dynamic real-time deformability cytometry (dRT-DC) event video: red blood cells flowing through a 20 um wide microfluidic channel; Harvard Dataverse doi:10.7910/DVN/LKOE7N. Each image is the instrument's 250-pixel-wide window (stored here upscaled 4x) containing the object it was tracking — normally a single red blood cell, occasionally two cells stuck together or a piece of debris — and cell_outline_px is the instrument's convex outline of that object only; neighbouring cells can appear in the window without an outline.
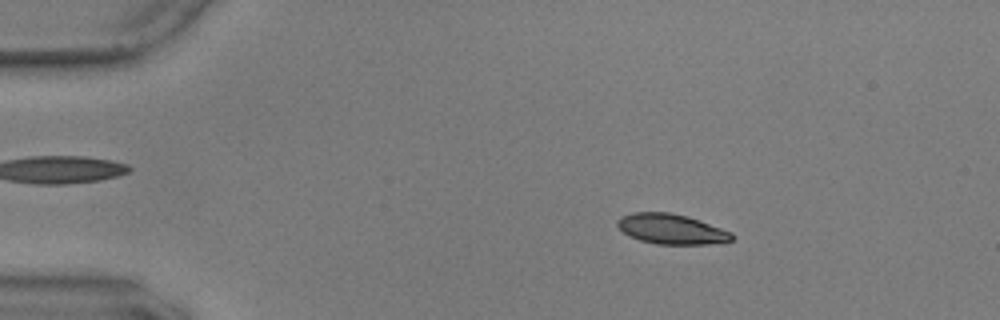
{"species": "common noctule bat (a hibernating species)", "species_latin": "Nyctalus noctula", "temperature_condition": "warm", "stored_images_in_passage": 57, "camera_frame_rate_fps": 3000, "um_per_image_px": 0.085, "animal": {"sex": "male", "body_mass_g": 17.9, "forearm_length_mm": 54.2}, "frame": {"image": 1, "passage_image": 10, "time_ms": 3.0, "image_size_px": [1000, 320], "cell_outline_px": [[736, 236], [732, 240], [708, 244], [656, 244], [640, 240], [624, 232], [616, 224], [616, 220], [620, 216], [632, 212], [672, 212], [688, 216], [732, 232]], "centroid_in_image_um": [57.07, 19.45], "position_along_channel_um": 27.9, "area_um2": 20.11}}
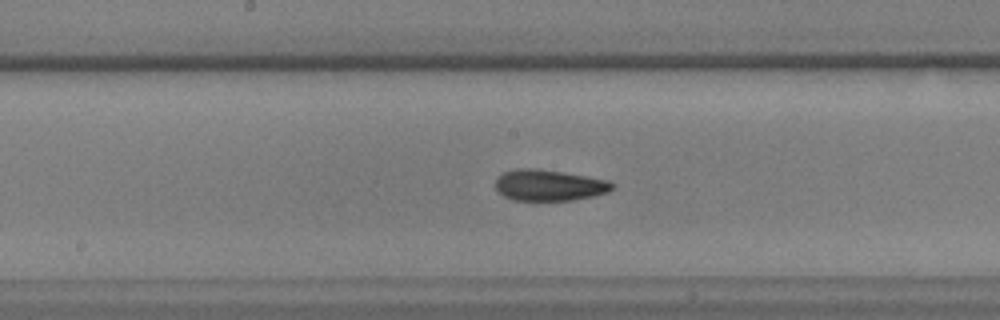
{"frame": {"image": 2, "passage_image": 30, "time_ms": 9.667, "image_size_px": [1000, 320], "cell_outline_px": [[616, 184], [608, 192], [592, 196], [572, 200], [512, 200], [496, 192], [496, 180], [504, 172], [516, 168], [536, 168], [608, 180]], "centroid_in_image_um": [46.65, 15.75], "position_along_channel_um": 201.6, "area_um2": 21.04}}
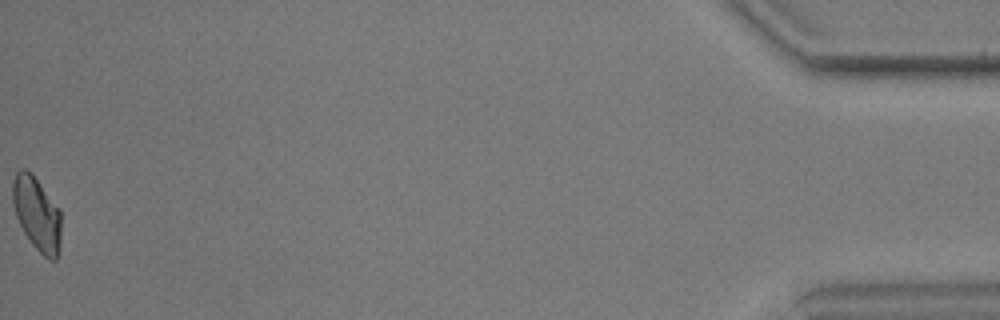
{"frame": {"image": 3, "passage_image": 57, "time_ms": 18.667, "image_size_px": [1000, 320], "cell_outline_px": [[60, 248], [56, 260], [48, 260], [32, 244], [24, 232], [16, 216], [12, 204], [12, 180], [16, 172], [20, 168], [24, 168], [32, 172], [60, 208]], "centroid_in_image_um": [3.13, 18.13], "position_along_channel_um": 432.1, "area_um2": 21.15}, "authors_computed_cell_mechanics": {"area_um2": 20.9236, "velocity_mm_per_s": 3.6015, "shape_relaxation_time_tau1_ms": 2.5026, "shape_relaxation_time_tau2_ms": 1.8996, "deformation_change_tau1": 0.1446, "deformation_change_tau2": 0.0841}}